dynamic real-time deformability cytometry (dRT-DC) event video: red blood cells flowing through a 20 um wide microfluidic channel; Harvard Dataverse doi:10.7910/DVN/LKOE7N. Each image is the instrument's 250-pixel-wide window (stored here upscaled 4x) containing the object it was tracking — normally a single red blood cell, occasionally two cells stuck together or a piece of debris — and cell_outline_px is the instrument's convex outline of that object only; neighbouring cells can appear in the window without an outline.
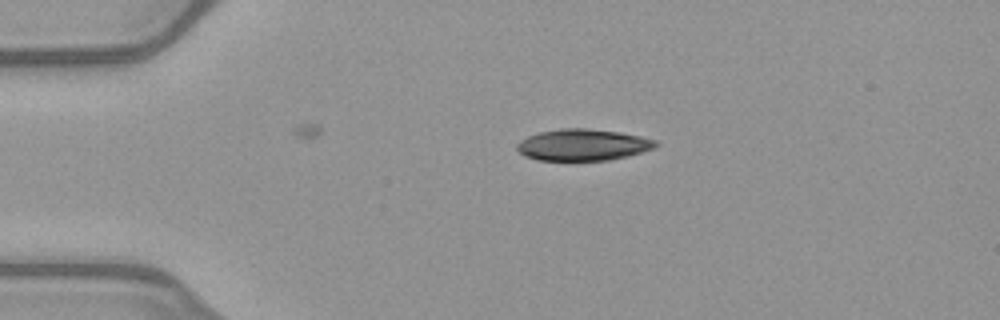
{"species": "common noctule bat (a hibernating species)", "species_latin": "Nyctalus noctula", "temperature_condition": "warm", "stored_images_in_passage": 6, "camera_frame_rate_fps": 3000, "um_per_image_px": 0.085, "animal": {"sex": "female", "body_mass_g": 21.9}, "frame": {"image": 1, "passage_image": 1, "time_ms": 0.0, "image_size_px": [1000, 320], "cell_outline_px": [[660, 144], [652, 148], [628, 156], [608, 160], [536, 160], [524, 156], [516, 148], [516, 144], [520, 140], [528, 136], [540, 132], [560, 128], [584, 128], [620, 132], [640, 136], [656, 140]], "centroid_in_image_um": [49.52, 12.31], "position_along_channel_um": 35.5, "area_um2": 25.43}}